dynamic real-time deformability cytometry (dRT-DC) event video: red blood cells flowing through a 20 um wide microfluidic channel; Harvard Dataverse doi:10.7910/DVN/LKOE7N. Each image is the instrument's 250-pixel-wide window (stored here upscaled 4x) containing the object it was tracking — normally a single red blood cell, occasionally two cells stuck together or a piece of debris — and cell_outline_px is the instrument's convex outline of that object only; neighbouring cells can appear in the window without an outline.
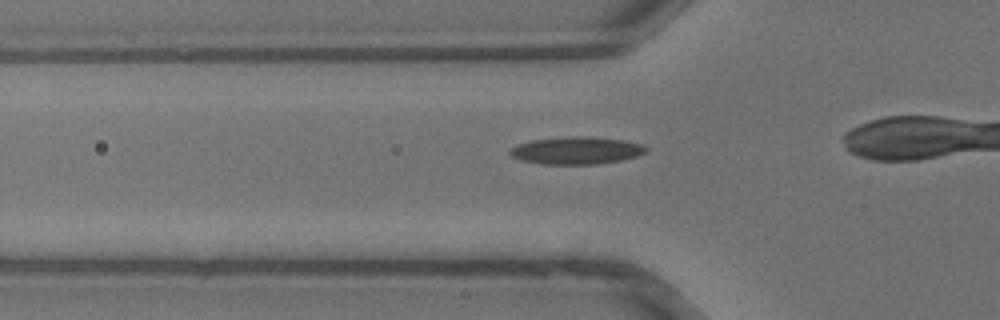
{"species": "common noctule bat (a hibernating species)", "species_latin": "Nyctalus noctula", "temperature_condition": "warm", "stored_images_in_passage": 22, "camera_frame_rate_fps": 3000, "um_per_image_px": 0.085, "animal": {"sex": "male", "body_mass_g": 13.3}, "frame": {"image": 1, "passage_image": 6, "time_ms": 1.667, "image_size_px": [1000, 320], "cell_outline_px": [[648, 152], [636, 156], [620, 160], [596, 164], [540, 164], [520, 160], [512, 156], [508, 152], [512, 148], [520, 144], [532, 140], [572, 136], [584, 136], [624, 140], [644, 144], [648, 148]], "centroid_in_image_um": [49.03, 12.79], "position_along_channel_um": 76.8, "area_um2": 21.68}}
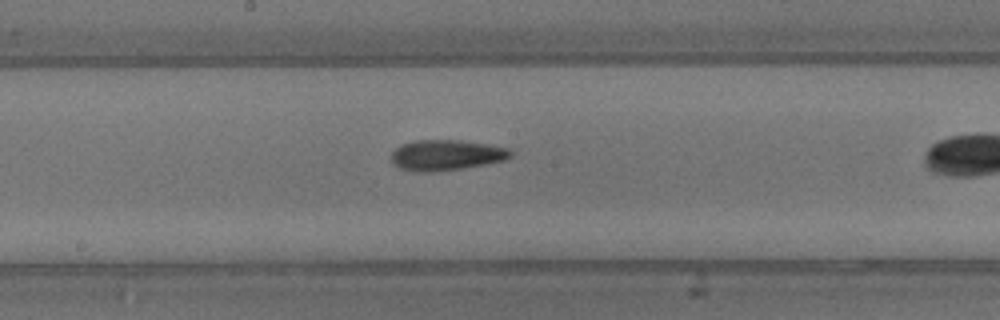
{"frame": {"image": 2, "passage_image": 13, "time_ms": 4.0, "image_size_px": [1000, 320], "cell_outline_px": [[512, 156], [504, 160], [488, 164], [464, 168], [432, 172], [412, 172], [400, 168], [392, 164], [392, 152], [400, 144], [416, 140], [460, 140], [488, 144], [508, 148], [512, 152]], "centroid_in_image_um": [37.92, 13.19], "position_along_channel_um": 210.3, "area_um2": 21.5}}
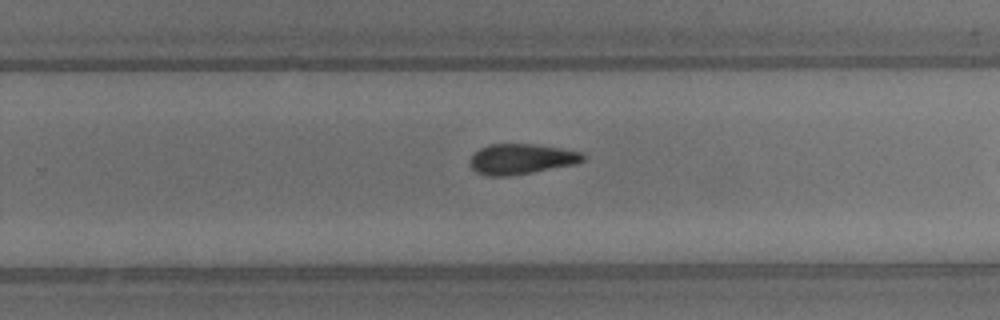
{"frame": {"image": 3, "passage_image": 17, "time_ms": 5.333, "image_size_px": [1000, 320], "cell_outline_px": [[584, 160], [576, 164], [532, 172], [508, 176], [488, 176], [476, 172], [468, 164], [468, 160], [480, 148], [488, 144], [536, 144], [584, 152]], "centroid_in_image_um": [44.3, 13.51], "position_along_channel_um": 285.5, "area_um2": 20.11}}